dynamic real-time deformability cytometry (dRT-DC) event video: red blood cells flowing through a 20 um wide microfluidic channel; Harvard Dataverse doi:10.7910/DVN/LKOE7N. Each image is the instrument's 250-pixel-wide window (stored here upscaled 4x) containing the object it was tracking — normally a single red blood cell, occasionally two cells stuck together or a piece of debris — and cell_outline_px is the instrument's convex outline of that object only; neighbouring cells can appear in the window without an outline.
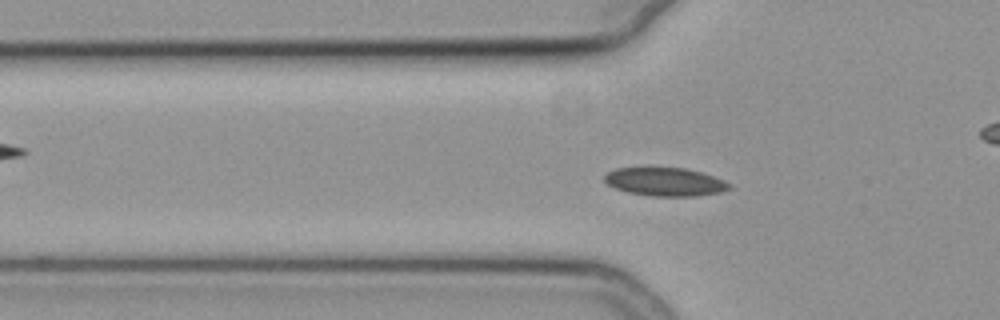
{"species": "common noctule bat (a hibernating species)", "species_latin": "Nyctalus noctula", "temperature_condition": "cold", "stored_images_in_passage": 57, "camera_frame_rate_fps": 3000, "um_per_image_px": 0.085, "animal": {"sex": "female", "body_mass_g": 19.3, "forearm_length_mm": 54.1}, "frame": {"image": 1, "passage_image": 19, "time_ms": 6.0, "image_size_px": [1000, 320], "cell_outline_px": [[732, 188], [720, 192], [696, 196], [652, 196], [628, 192], [616, 188], [608, 184], [604, 180], [604, 176], [608, 172], [616, 168], [688, 168], [724, 180], [732, 184]], "centroid_in_image_um": [56.56, 15.46], "position_along_channel_um": 69.2, "area_um2": 20.52}}
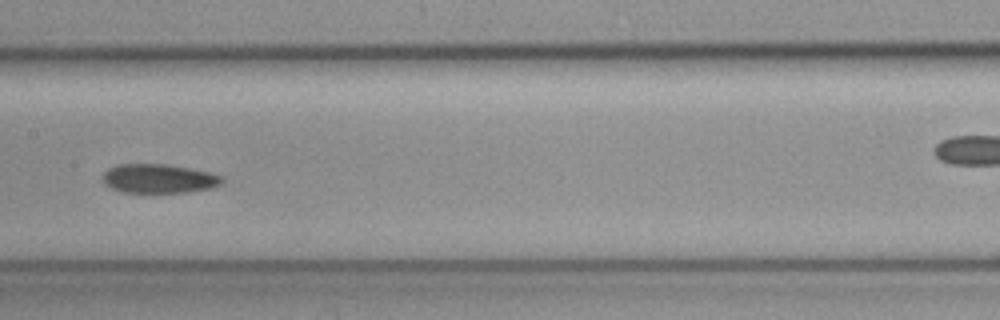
{"frame": {"image": 2, "passage_image": 29, "time_ms": 9.333, "image_size_px": [1000, 320], "cell_outline_px": [[224, 180], [220, 184], [212, 188], [188, 192], [124, 192], [108, 188], [100, 180], [104, 172], [108, 168], [120, 164], [168, 164], [212, 172], [224, 176]], "centroid_in_image_um": [13.49, 15.17], "position_along_channel_um": 193.9, "area_um2": 20.58}}
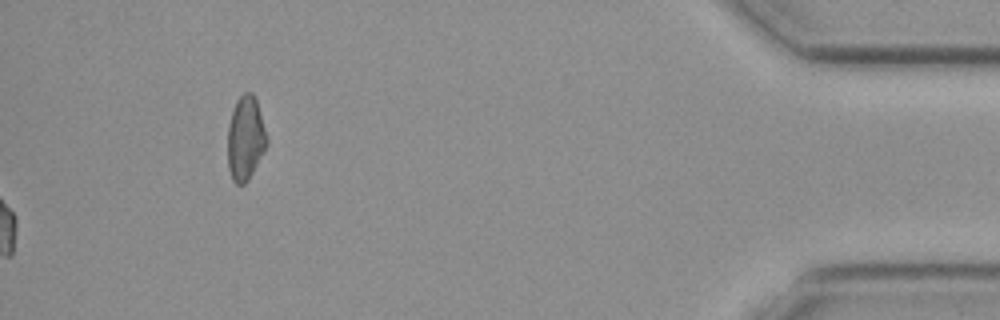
{"frame": {"image": 3, "passage_image": 57, "time_ms": 18.667, "image_size_px": [1000, 320], "cell_outline_px": [[268, 144], [248, 180], [244, 184], [236, 184], [232, 180], [228, 168], [228, 124], [236, 100], [244, 92], [252, 92], [256, 100], [268, 140]], "centroid_in_image_um": [20.85, 11.76], "position_along_channel_um": 414.3, "area_um2": 19.07}}